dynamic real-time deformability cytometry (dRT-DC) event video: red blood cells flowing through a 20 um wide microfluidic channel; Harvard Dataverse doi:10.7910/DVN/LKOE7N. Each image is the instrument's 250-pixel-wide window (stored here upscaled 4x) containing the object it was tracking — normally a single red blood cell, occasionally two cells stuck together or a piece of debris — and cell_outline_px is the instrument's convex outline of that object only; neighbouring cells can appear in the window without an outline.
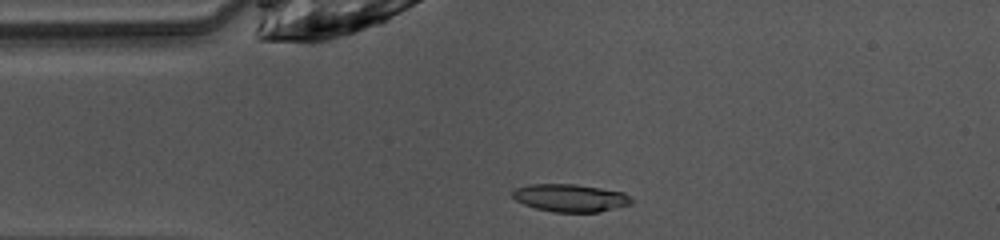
{"species": "common noctule bat (a hibernating species)", "species_latin": "Nyctalus noctula", "temperature_condition": "warm", "stored_images_in_passage": 47, "camera_frame_rate_fps": 3000, "um_per_image_px": 0.085, "animal": {"sex": "female", "body_mass_g": 10.0, "forearm_length_mm": 53.1}, "frame": {"image": 1, "passage_image": 9, "time_ms": 2.667, "image_size_px": [1000, 240], "cell_outline_px": [[632, 204], [600, 212], [552, 212], [536, 208], [524, 204], [516, 200], [512, 196], [512, 192], [516, 188], [528, 184], [576, 184], [624, 192], [632, 200]], "centroid_in_image_um": [48.48, 16.82], "position_along_channel_um": 36.5, "area_um2": 19.19}}
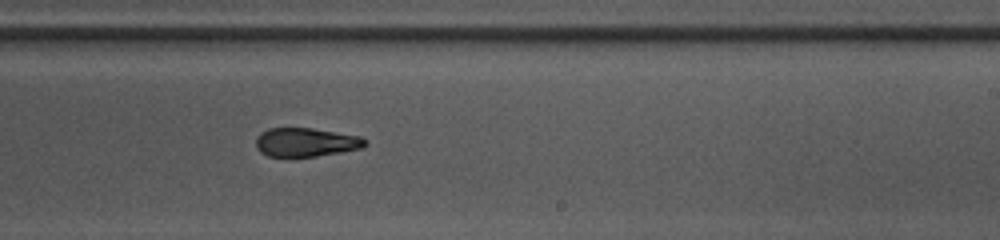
{"frame": {"image": 2, "passage_image": 27, "time_ms": 8.667, "image_size_px": [1000, 240], "cell_outline_px": [[368, 144], [364, 148], [316, 156], [284, 160], [268, 156], [260, 152], [256, 148], [256, 136], [260, 132], [268, 128], [312, 128], [360, 136], [368, 140]], "centroid_in_image_um": [25.96, 12.13], "position_along_channel_um": 263.0, "area_um2": 19.13}}
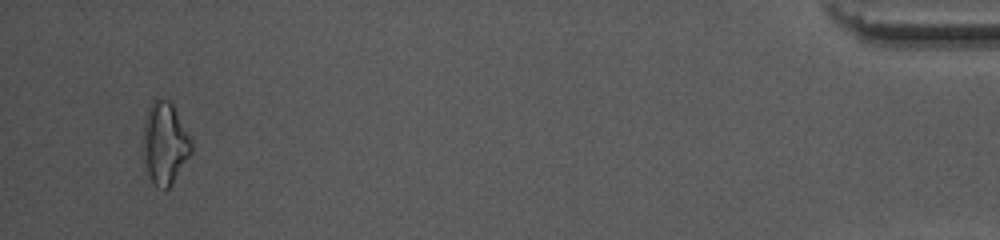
{"frame": {"image": 3, "passage_image": 45, "time_ms": 14.667, "image_size_px": [1000, 240], "cell_outline_px": [[192, 152], [172, 184], [168, 188], [164, 188], [156, 184], [152, 180], [144, 168], [144, 120], [148, 108], [152, 100], [168, 100], [172, 104], [192, 140]], "centroid_in_image_um": [14.02, 12.18], "position_along_channel_um": 421.2, "area_um2": 22.72}, "authors_computed_cell_mechanics": {"area_um2": 19.1896, "velocity_mm_per_s": 4.0753, "shape_relaxation_time_tau1_ms": 5.9616, "shape_relaxation_time_tau2_ms": 4.3441, "deformation_change_tau1": 0.1856, "deformation_change_tau2": 0.1453}}